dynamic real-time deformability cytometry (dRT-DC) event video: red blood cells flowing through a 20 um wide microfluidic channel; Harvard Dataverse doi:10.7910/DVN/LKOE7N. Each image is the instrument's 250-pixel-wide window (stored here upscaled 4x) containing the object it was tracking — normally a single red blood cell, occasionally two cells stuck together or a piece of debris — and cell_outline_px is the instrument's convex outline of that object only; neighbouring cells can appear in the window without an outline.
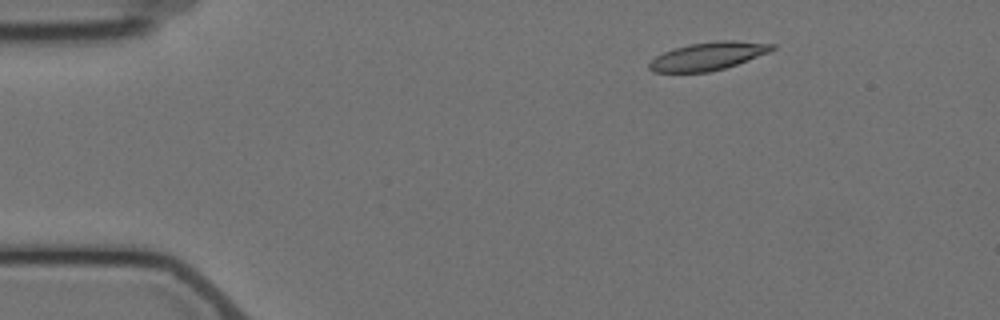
{"species": "Egyptian fruit bat (a non-hibernating species)", "species_latin": "Rousettus aegyptiacus", "temperature_condition": "cold", "stored_images_in_passage": 4, "camera_frame_rate_fps": 3000, "um_per_image_px": 0.085, "animal": {"sex": "female"}, "frame": {"image": 1, "passage_image": 2, "time_ms": 1.667, "image_size_px": [1000, 320], "cell_outline_px": [[776, 48], [768, 52], [736, 64], [724, 68], [708, 72], [652, 72], [648, 68], [648, 64], [656, 56], [664, 52], [688, 44], [716, 40], [732, 40], [776, 44]], "centroid_in_image_um": [60.17, 4.76], "position_along_channel_um": 24.8, "area_um2": 19.88}}